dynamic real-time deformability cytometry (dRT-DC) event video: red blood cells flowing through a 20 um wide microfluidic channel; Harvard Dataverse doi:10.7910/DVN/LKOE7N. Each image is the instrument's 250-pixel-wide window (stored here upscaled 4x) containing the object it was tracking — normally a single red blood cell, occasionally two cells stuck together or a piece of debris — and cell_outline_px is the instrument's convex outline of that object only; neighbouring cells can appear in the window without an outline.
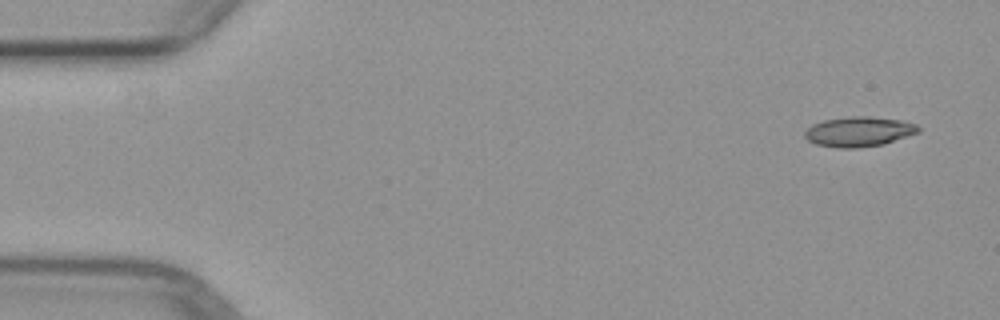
{"species": "common noctule bat (a hibernating species)", "species_latin": "Nyctalus noctula", "temperature_condition": "warm", "stored_images_in_passage": 5, "camera_frame_rate_fps": 3000, "um_per_image_px": 0.085, "animal": {"sex": "female", "body_mass_g": 29.2, "forearm_length_mm": 56.3}, "frame": {"image": 1, "passage_image": 1, "time_ms": 0.0, "image_size_px": [1000, 320], "cell_outline_px": [[920, 132], [884, 144], [856, 148], [840, 148], [816, 144], [808, 140], [804, 136], [804, 132], [812, 124], [824, 120], [852, 116], [868, 116], [904, 120], [916, 124], [920, 128]], "centroid_in_image_um": [73.03, 11.18], "position_along_channel_um": 12.0, "area_um2": 19.88}}
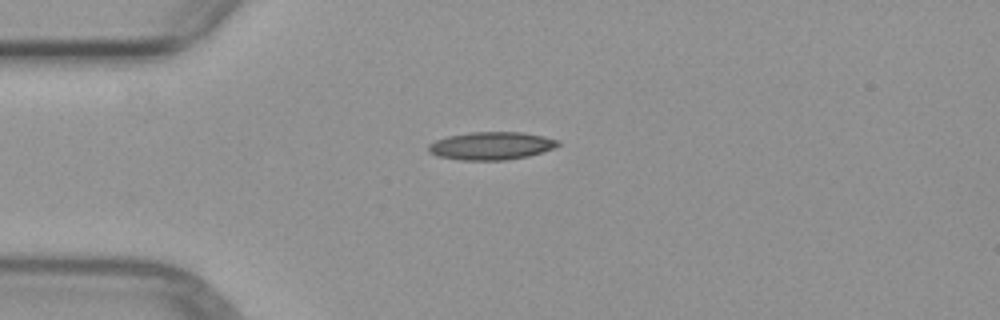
{"frame": {"image": 2, "passage_image": 4, "time_ms": 3.333, "image_size_px": [1000, 320], "cell_outline_px": [[560, 144], [556, 148], [528, 156], [504, 160], [460, 160], [440, 156], [428, 152], [428, 144], [436, 140], [448, 136], [472, 132], [524, 132], [544, 136], [560, 140]], "centroid_in_image_um": [41.8, 12.39], "position_along_channel_um": 43.2, "area_um2": 21.1}}
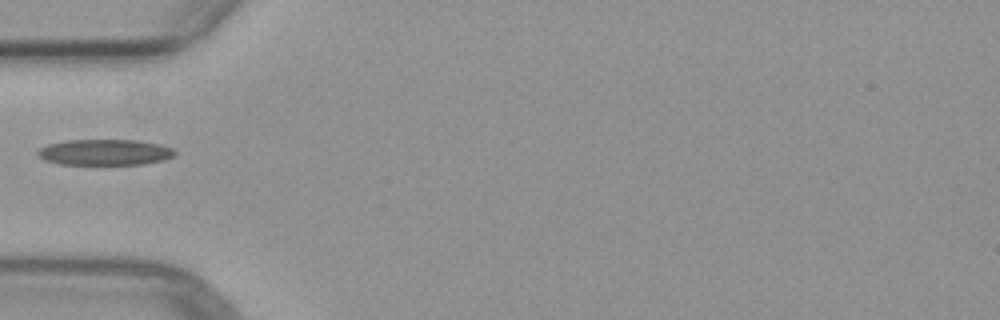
{"frame": {"image": 3, "passage_image": 5, "time_ms": 4.667, "image_size_px": [1000, 320], "cell_outline_px": [[176, 156], [164, 160], [144, 164], [60, 164], [44, 160], [36, 156], [36, 152], [40, 148], [48, 144], [64, 140], [140, 140], [160, 144], [172, 148], [176, 152]], "centroid_in_image_um": [8.91, 12.94], "position_along_channel_um": 76.1, "area_um2": 20.92}}